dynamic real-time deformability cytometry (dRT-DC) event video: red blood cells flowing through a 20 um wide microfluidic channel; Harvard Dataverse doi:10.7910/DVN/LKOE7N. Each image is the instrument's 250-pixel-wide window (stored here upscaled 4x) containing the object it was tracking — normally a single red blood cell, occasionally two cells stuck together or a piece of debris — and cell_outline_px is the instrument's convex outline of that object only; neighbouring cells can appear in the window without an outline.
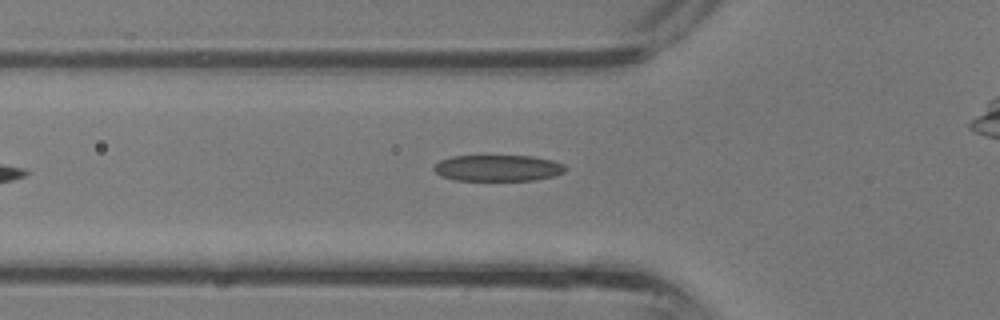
{"species": "common noctule bat (a hibernating species)", "species_latin": "Nyctalus noctula", "temperature_condition": "room temperature", "stored_images_in_passage": 23, "camera_frame_rate_fps": 3000, "um_per_image_px": 0.085, "animal": {"sex": "male", "body_mass_g": 13.3}, "frame": {"image": 1, "passage_image": 3, "time_ms": 0.667, "image_size_px": [1000, 320], "cell_outline_px": [[568, 168], [564, 172], [552, 176], [536, 180], [456, 180], [440, 176], [432, 168], [440, 160], [456, 156], [528, 156], [552, 160], [564, 164]], "centroid_in_image_um": [42.33, 14.29], "position_along_channel_um": 83.5, "area_um2": 20.0}}
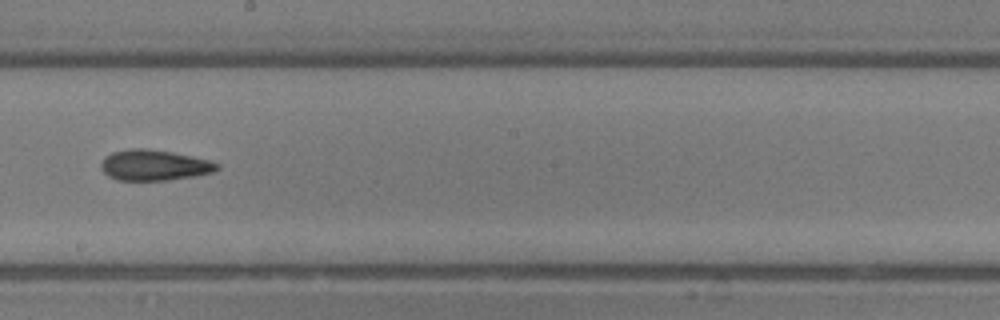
{"frame": {"image": 2, "passage_image": 11, "time_ms": 3.333, "image_size_px": [1000, 320], "cell_outline_px": [[220, 168], [216, 172], [196, 176], [168, 180], [116, 180], [108, 176], [100, 168], [100, 164], [104, 156], [112, 152], [132, 148], [144, 148], [172, 152], [208, 160], [220, 164]], "centroid_in_image_um": [13.11, 14.04], "position_along_channel_um": 235.1, "area_um2": 20.92}}
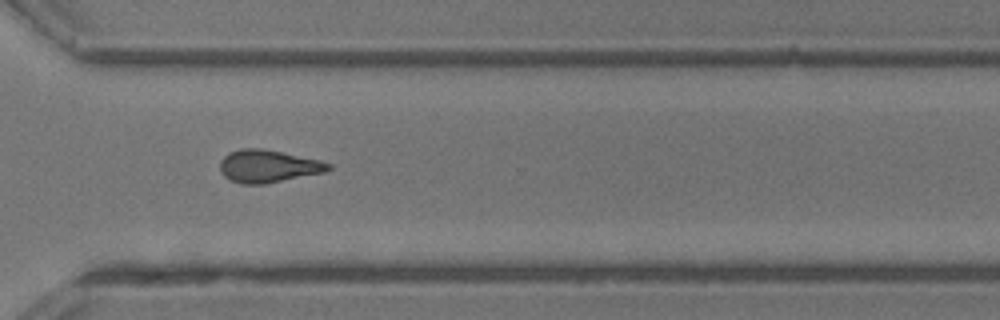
{"frame": {"image": 3, "passage_image": 17, "time_ms": 5.333, "image_size_px": [1000, 320], "cell_outline_px": [[332, 168], [324, 172], [264, 184], [240, 184], [228, 180], [220, 172], [220, 160], [228, 152], [240, 148], [260, 148], [280, 152], [316, 160], [332, 164]], "centroid_in_image_um": [22.71, 14.13], "position_along_channel_um": 347.9, "area_um2": 20.46}}